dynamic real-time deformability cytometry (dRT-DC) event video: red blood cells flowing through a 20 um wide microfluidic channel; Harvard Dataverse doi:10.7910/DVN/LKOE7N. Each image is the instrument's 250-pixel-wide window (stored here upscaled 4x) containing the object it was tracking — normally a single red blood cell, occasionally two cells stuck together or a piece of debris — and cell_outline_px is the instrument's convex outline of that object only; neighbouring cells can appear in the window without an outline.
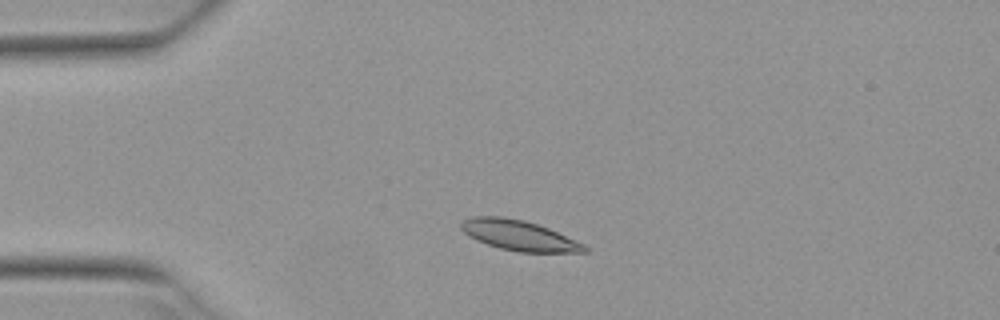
{"species": "Egyptian fruit bat (a non-hibernating species)", "species_latin": "Rousettus aegyptiacus", "temperature_condition": "warm", "stored_images_in_passage": 3, "camera_frame_rate_fps": 3000, "um_per_image_px": 0.085, "animal": {"sex": "female"}, "frame": {"image": 1, "passage_image": 2, "time_ms": 0.333, "image_size_px": [1000, 320], "cell_outline_px": [[588, 252], [516, 252], [500, 248], [476, 240], [468, 236], [460, 228], [460, 224], [464, 220], [472, 216], [500, 216], [524, 220], [548, 228], [584, 244], [588, 248]], "centroid_in_image_um": [44.09, 20.01], "position_along_channel_um": 40.9, "area_um2": 21.62}}